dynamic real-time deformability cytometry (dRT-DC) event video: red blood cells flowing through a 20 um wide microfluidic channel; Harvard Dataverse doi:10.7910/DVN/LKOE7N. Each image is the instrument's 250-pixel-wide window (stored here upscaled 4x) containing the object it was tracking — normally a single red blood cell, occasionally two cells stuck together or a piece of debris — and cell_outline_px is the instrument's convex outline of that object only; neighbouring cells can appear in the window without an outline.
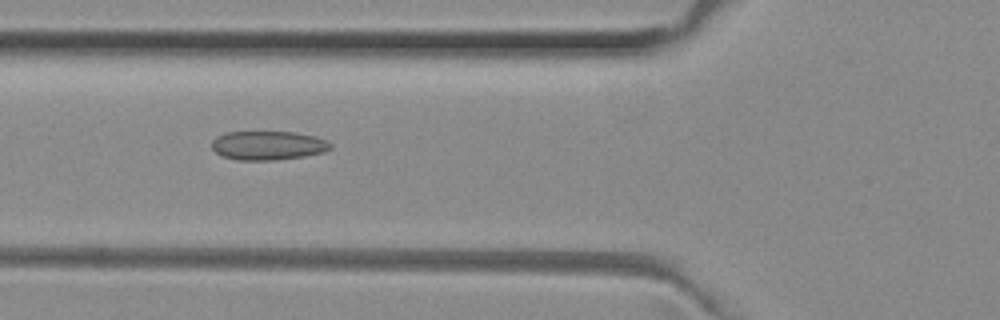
{"species": "common noctule bat (a hibernating species)", "species_latin": "Nyctalus noctula", "temperature_condition": "room temperature", "stored_images_in_passage": 50, "camera_frame_rate_fps": 3000, "um_per_image_px": 0.085, "animal": {"sex": "female", "body_mass_g": 29.2, "forearm_length_mm": 56.3}, "frame": {"image": 1, "passage_image": 19, "time_ms": 6.0, "image_size_px": [1000, 320], "cell_outline_px": [[332, 148], [324, 152], [304, 156], [276, 160], [236, 160], [224, 156], [216, 152], [212, 148], [212, 140], [216, 136], [224, 132], [296, 132], [316, 136], [328, 140], [332, 144]], "centroid_in_image_um": [22.81, 12.36], "position_along_channel_um": 103.0, "area_um2": 20.23}}
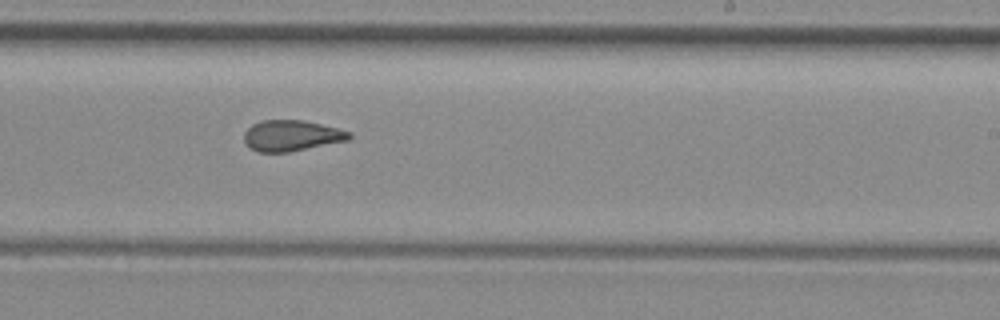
{"frame": {"image": 2, "passage_image": 31, "time_ms": 10.0, "image_size_px": [1000, 320], "cell_outline_px": [[352, 136], [348, 140], [288, 152], [260, 152], [252, 148], [244, 140], [244, 132], [252, 124], [264, 120], [304, 120], [340, 128], [352, 132]], "centroid_in_image_um": [24.82, 11.51], "position_along_channel_um": 264.2, "area_um2": 18.84}}
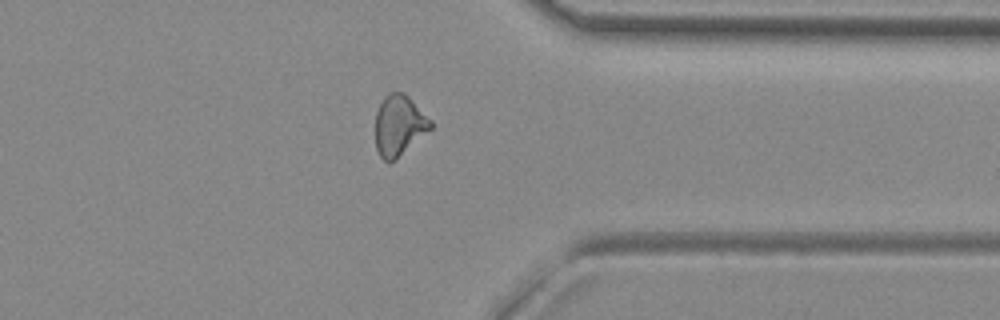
{"frame": {"image": 3, "passage_image": 40, "time_ms": 13.0, "image_size_px": [1000, 320], "cell_outline_px": [[432, 128], [396, 160], [388, 164], [380, 156], [376, 148], [376, 112], [384, 96], [392, 92], [404, 92], [432, 120]], "centroid_in_image_um": [33.93, 10.68], "position_along_channel_um": 377.5, "area_um2": 19.59}}